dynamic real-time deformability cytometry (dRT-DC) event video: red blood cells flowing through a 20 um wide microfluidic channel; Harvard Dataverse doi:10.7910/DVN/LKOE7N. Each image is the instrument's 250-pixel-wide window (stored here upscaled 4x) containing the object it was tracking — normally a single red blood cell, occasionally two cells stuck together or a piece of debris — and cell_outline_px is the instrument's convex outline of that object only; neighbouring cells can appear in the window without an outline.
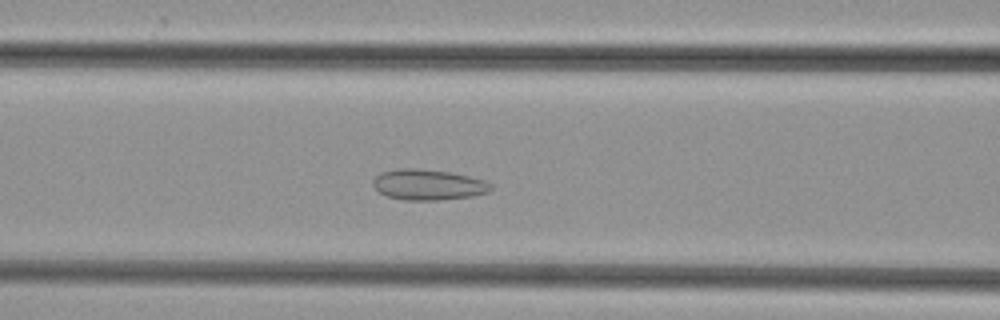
{"species": "common noctule bat (a hibernating species)", "species_latin": "Nyctalus noctula", "temperature_condition": "cold", "stored_images_in_passage": 42, "camera_frame_rate_fps": 3000, "um_per_image_px": 0.085, "animal": {"sex": "female", "body_mass_g": 29.2, "forearm_length_mm": 56.3}, "frame": {"image": 1, "passage_image": 12, "time_ms": 3.667, "image_size_px": [1000, 320], "cell_outline_px": [[492, 188], [488, 192], [472, 196], [440, 200], [404, 200], [388, 196], [380, 192], [372, 184], [372, 180], [380, 172], [396, 168], [420, 168], [452, 172], [484, 180], [492, 184]], "centroid_in_image_um": [36.38, 15.68], "position_along_channel_um": 130.2, "area_um2": 21.21}}
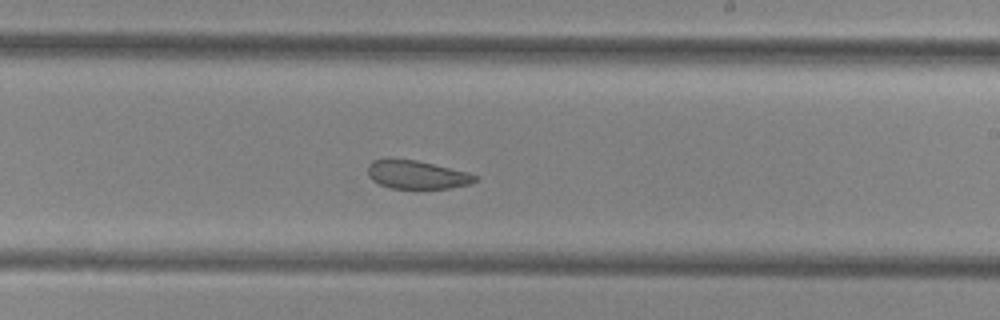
{"frame": {"image": 2, "passage_image": 21, "time_ms": 6.667, "image_size_px": [1000, 320], "cell_outline_px": [[476, 180], [472, 184], [448, 188], [392, 188], [380, 184], [372, 180], [368, 176], [368, 164], [372, 160], [416, 160], [468, 172], [476, 176]], "centroid_in_image_um": [35.44, 14.86], "position_along_channel_um": 253.6, "area_um2": 17.4}}
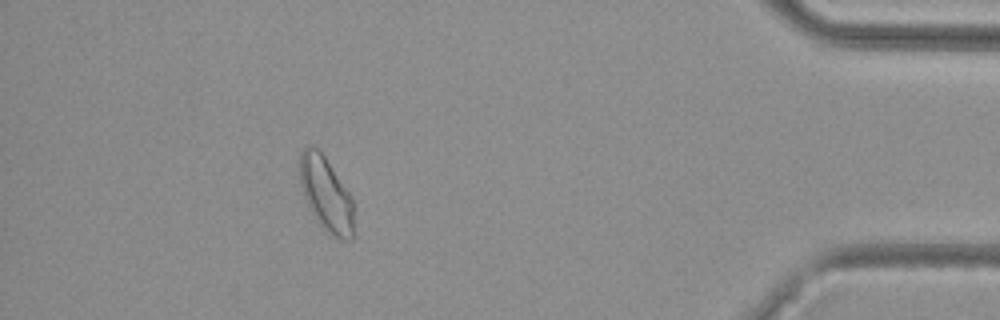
{"frame": {"image": 3, "passage_image": 36, "time_ms": 11.667, "image_size_px": [1000, 320], "cell_outline_px": [[356, 208], [352, 240], [344, 240], [328, 232], [316, 220], [308, 208], [304, 200], [300, 184], [300, 152], [304, 148], [316, 148], [324, 156], [348, 192]], "centroid_in_image_um": [27.73, 16.56], "position_along_channel_um": 407.5, "area_um2": 23.35}}